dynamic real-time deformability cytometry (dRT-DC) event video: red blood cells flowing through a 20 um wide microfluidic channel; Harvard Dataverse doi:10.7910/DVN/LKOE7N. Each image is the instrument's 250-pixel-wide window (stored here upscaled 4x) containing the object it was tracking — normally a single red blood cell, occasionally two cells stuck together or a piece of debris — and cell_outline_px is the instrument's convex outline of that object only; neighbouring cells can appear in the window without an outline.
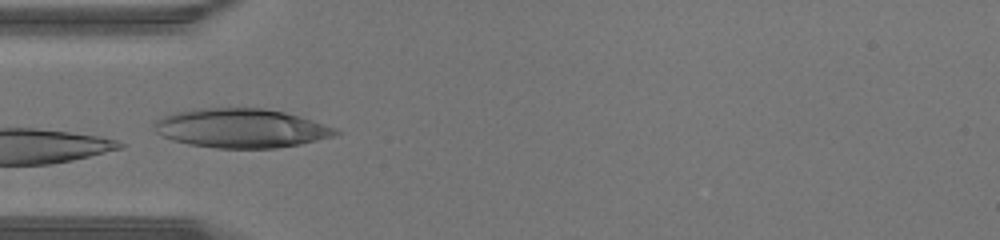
{"species": "human", "species_latin": "Homo sapiens", "temperature_condition": "warm", "stored_images_in_passage": 27, "camera_frame_rate_fps": 3000, "um_per_image_px": 0.085, "donor": {"sex": "male"}, "frame": {"image": 1, "passage_image": 1, "time_ms": 0.0, "image_size_px": [1000, 240], "cell_outline_px": [[340, 132], [332, 136], [300, 144], [276, 148], [216, 148], [188, 144], [172, 140], [156, 132], [152, 124], [156, 120], [164, 116], [176, 112], [192, 108], [264, 108], [284, 112], [300, 116], [336, 128]], "centroid_in_image_um": [20.46, 10.89], "position_along_channel_um": 64.5, "area_um2": 41.27}}